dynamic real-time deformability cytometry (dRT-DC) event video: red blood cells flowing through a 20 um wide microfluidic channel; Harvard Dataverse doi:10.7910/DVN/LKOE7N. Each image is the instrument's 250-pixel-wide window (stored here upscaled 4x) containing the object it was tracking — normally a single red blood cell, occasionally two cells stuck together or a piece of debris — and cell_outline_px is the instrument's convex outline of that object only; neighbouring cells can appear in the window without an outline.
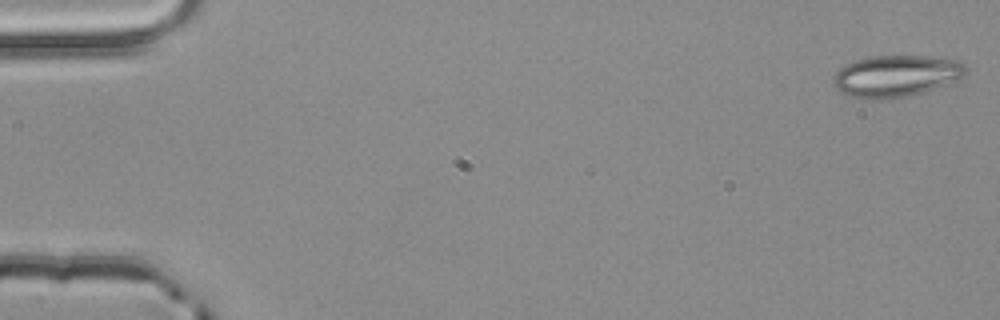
{"species": "common noctule bat (a hibernating species)", "species_latin": "Nyctalus noctula", "temperature_condition": "room temperature", "stored_images_in_passage": 4, "camera_frame_rate_fps": 3000, "um_per_image_px": 0.085, "animal": {"sex": "male", "body_mass_g": 20.4}, "frame": {"image": 1, "passage_image": 1, "time_ms": 0.0, "image_size_px": [1000, 320], "cell_outline_px": [[968, 72], [964, 76], [944, 84], [920, 92], [904, 96], [884, 100], [872, 100], [852, 96], [840, 92], [832, 84], [832, 76], [844, 64], [868, 56], [928, 56], [960, 60], [968, 68]], "centroid_in_image_um": [76.12, 6.44], "position_along_channel_um": 8.9, "area_um2": 32.19}}